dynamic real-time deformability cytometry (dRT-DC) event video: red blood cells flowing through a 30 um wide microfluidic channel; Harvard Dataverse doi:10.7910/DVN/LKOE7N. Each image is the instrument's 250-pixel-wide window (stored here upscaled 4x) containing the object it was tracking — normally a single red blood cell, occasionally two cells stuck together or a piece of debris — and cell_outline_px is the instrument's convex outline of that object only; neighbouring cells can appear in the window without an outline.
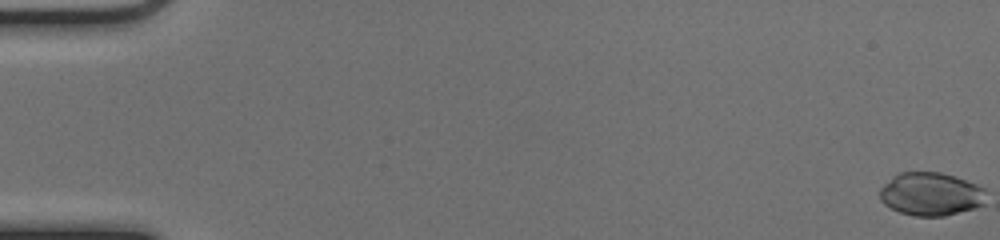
{"species": "common noctule bat (a hibernating species)", "species_latin": "Nyctalus noctula", "temperature_condition": "cold", "stored_images_in_passage": 53, "camera_frame_rate_fps": 3000, "um_per_image_px": 0.085, "animal": {"sex": "female", "body_mass_g": 17.0, "forearm_length_mm": 48.0}, "frame": {"image": 1, "passage_image": 1, "time_ms": 0.0, "image_size_px": [1000, 240], "cell_outline_px": [[984, 204], [976, 208], [944, 216], [916, 216], [900, 212], [884, 204], [880, 200], [880, 188], [892, 176], [900, 172], [940, 172], [956, 176], [976, 184], [984, 188]], "centroid_in_image_um": [79.11, 16.49], "position_along_channel_um": 5.9, "area_um2": 26.82}}
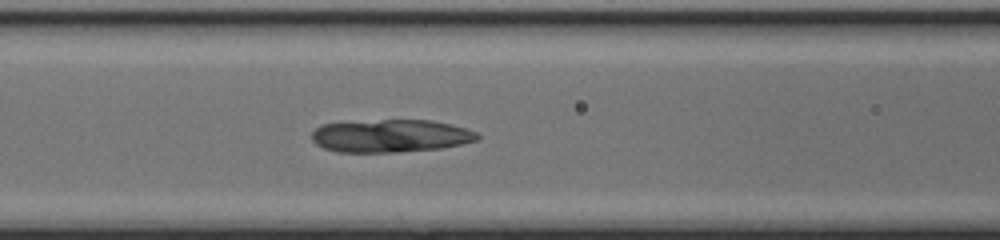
{"frame": {"image": 2, "passage_image": 24, "time_ms": 7.667, "image_size_px": [1000, 240], "cell_outline_px": [[480, 136], [476, 140], [460, 144], [440, 148], [396, 152], [336, 152], [324, 148], [316, 144], [312, 140], [312, 132], [320, 124], [380, 120], [432, 120], [464, 128], [476, 132]], "centroid_in_image_um": [33.16, 11.55], "position_along_channel_um": 133.4, "area_um2": 31.44}}
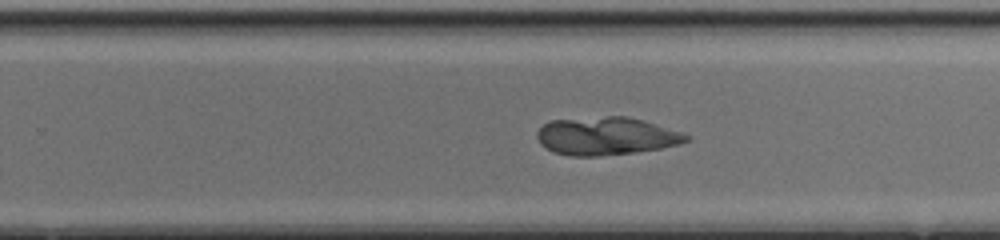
{"frame": {"image": 3, "passage_image": 35, "time_ms": 11.333, "image_size_px": [1000, 240], "cell_outline_px": [[688, 140], [680, 144], [660, 148], [632, 152], [600, 156], [568, 156], [552, 152], [544, 148], [540, 144], [536, 136], [536, 132], [544, 124], [552, 120], [608, 116], [624, 116], [640, 120], [680, 132], [688, 136]], "centroid_in_image_um": [51.43, 11.58], "position_along_channel_um": 278.4, "area_um2": 32.66}}